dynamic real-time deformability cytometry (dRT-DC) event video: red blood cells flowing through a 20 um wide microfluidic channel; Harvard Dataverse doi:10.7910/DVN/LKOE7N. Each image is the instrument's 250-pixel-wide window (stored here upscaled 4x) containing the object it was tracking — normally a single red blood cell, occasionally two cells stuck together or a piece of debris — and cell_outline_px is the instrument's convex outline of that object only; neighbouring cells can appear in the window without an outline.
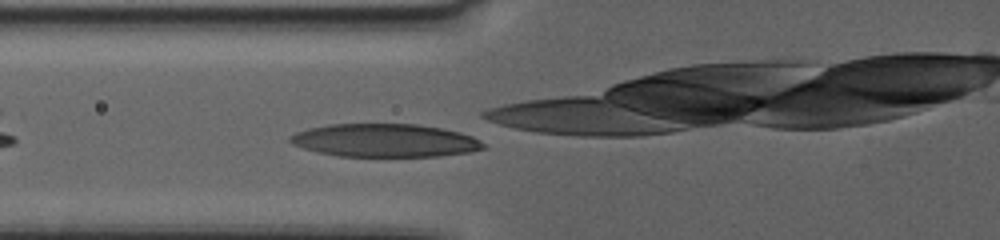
{"species": "human", "species_latin": "Homo sapiens", "temperature_condition": "warm", "stored_images_in_passage": 32, "camera_frame_rate_fps": 3000, "um_per_image_px": 0.085, "donor": {"sex": "female"}, "frame": {"image": 1, "passage_image": 5, "time_ms": 1.333, "image_size_px": [1000, 240], "cell_outline_px": [[488, 148], [472, 152], [436, 156], [340, 156], [316, 152], [292, 144], [288, 140], [288, 136], [296, 132], [308, 128], [328, 124], [416, 124], [440, 128], [460, 132], [472, 136], [480, 140]], "centroid_in_image_um": [32.71, 11.94], "position_along_channel_um": 93.1, "area_um2": 37.45}}